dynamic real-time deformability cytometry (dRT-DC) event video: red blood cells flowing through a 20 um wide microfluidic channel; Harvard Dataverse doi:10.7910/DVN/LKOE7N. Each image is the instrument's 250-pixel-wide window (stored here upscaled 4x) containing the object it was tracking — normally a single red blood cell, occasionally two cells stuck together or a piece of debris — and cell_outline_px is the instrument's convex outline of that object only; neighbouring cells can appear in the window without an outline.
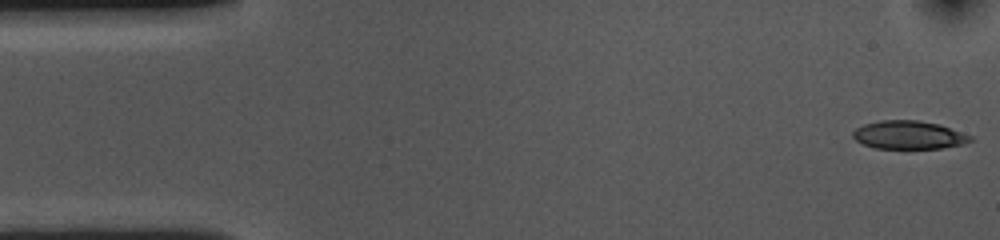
{"species": "common noctule bat (a hibernating species)", "species_latin": "Nyctalus noctula", "temperature_condition": "cold", "stored_images_in_passage": 54, "camera_frame_rate_fps": 3000, "um_per_image_px": 0.085, "animal": {"sex": "female", "body_mass_g": 10.0, "forearm_length_mm": 53.1}, "frame": {"image": 1, "passage_image": 1, "time_ms": 0.0, "image_size_px": [1000, 240], "cell_outline_px": [[972, 140], [964, 144], [944, 148], [876, 148], [864, 144], [856, 140], [852, 136], [852, 132], [856, 128], [864, 124], [880, 120], [916, 120], [940, 124], [972, 136]], "centroid_in_image_um": [77.25, 11.47], "position_along_channel_um": 7.7, "area_um2": 19.31}}
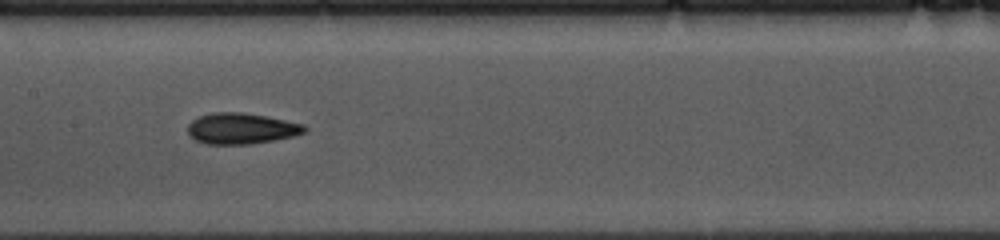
{"frame": {"image": 2, "passage_image": 25, "time_ms": 8.0, "image_size_px": [1000, 240], "cell_outline_px": [[308, 128], [304, 132], [292, 136], [276, 140], [252, 144], [204, 144], [188, 136], [188, 124], [192, 120], [200, 116], [212, 112], [244, 112], [268, 116], [304, 124]], "centroid_in_image_um": [20.5, 10.92], "position_along_channel_um": 186.9, "area_um2": 21.33}}
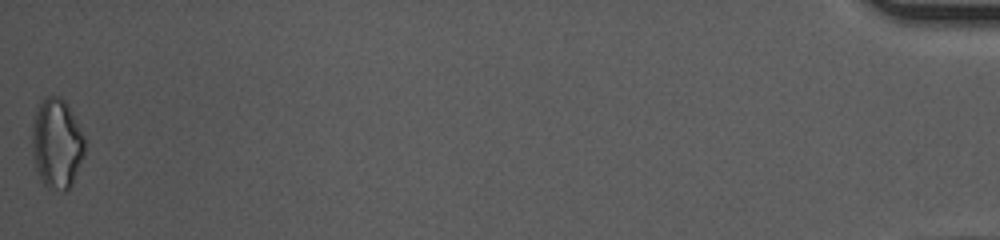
{"frame": {"image": 3, "passage_image": 54, "time_ms": 17.667, "image_size_px": [1000, 240], "cell_outline_px": [[84, 152], [72, 184], [64, 192], [48, 188], [44, 184], [36, 168], [32, 152], [32, 124], [40, 100], [48, 96], [60, 96], [68, 104], [84, 136]], "centroid_in_image_um": [4.81, 12.18], "position_along_channel_um": 430.4, "area_um2": 27.46}, "authors_computed_cell_mechanics": {"area_um2": 20.4901, "velocity_mm_per_s": 3.5939, "shape_relaxation_time_tau1_ms": 4.3744, "shape_relaxation_time_tau2_ms": 4.1536, "deformation_change_tau1": 0.1232, "deformation_change_tau2": 0.1094}}